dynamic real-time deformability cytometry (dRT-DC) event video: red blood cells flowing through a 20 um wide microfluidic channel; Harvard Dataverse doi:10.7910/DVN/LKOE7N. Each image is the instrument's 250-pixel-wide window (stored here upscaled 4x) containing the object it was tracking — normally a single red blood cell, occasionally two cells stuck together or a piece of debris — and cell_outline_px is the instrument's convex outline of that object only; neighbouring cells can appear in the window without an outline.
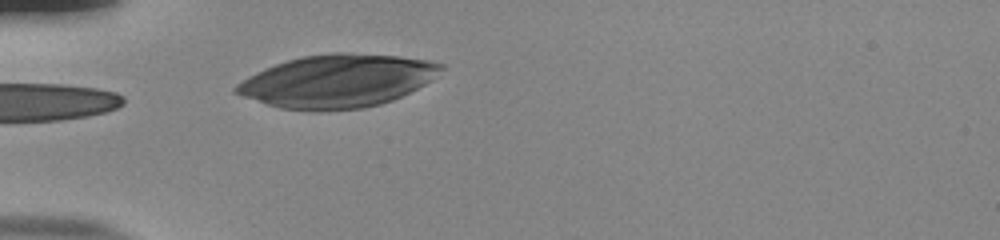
{"species": "human", "species_latin": "Homo sapiens", "temperature_condition": "room temperature", "stored_images_in_passage": 25, "camera_frame_rate_fps": 3000, "um_per_image_px": 0.085, "donor": {"sex": "male"}, "frame": {"image": 1, "passage_image": 1, "time_ms": 0.0, "image_size_px": [1000, 240], "cell_outline_px": [[444, 68], [432, 80], [392, 100], [380, 104], [364, 108], [320, 112], [316, 112], [280, 108], [232, 92], [232, 88], [236, 84], [248, 76], [264, 68], [288, 60], [304, 56], [328, 52], [344, 52], [400, 56], [428, 60], [444, 64]], "centroid_in_image_um": [28.66, 6.89], "position_along_channel_um": 56.3, "area_um2": 63.35}}
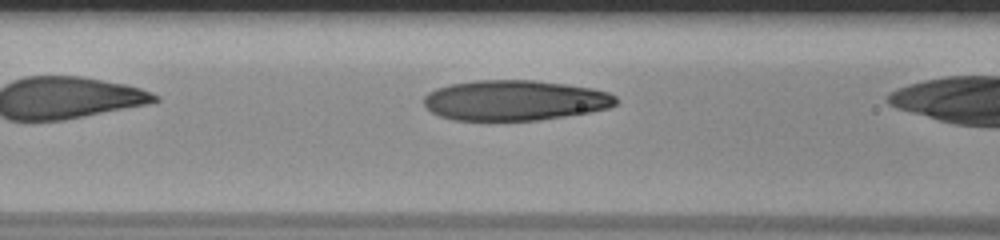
{"frame": {"image": 2, "passage_image": 4, "time_ms": 1.0, "image_size_px": [1000, 240], "cell_outline_px": [[620, 100], [616, 104], [608, 108], [592, 112], [540, 120], [452, 120], [440, 116], [432, 112], [424, 104], [424, 96], [428, 92], [436, 88], [448, 84], [476, 80], [532, 80], [568, 84], [592, 88], [608, 92], [616, 96]], "centroid_in_image_um": [43.78, 8.52], "position_along_channel_um": 122.8, "area_um2": 45.49}}